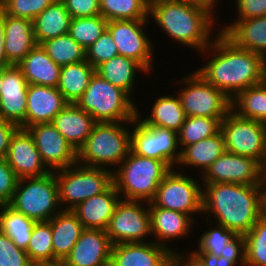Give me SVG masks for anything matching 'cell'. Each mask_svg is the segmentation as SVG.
Here are the masks:
<instances>
[{
  "mask_svg": "<svg viewBox=\"0 0 266 266\" xmlns=\"http://www.w3.org/2000/svg\"><path fill=\"white\" fill-rule=\"evenodd\" d=\"M216 37L210 47L217 54L196 71L208 83L232 100L240 91L266 80V59L262 55L237 47L221 32Z\"/></svg>",
  "mask_w": 266,
  "mask_h": 266,
  "instance_id": "1",
  "label": "cell"
},
{
  "mask_svg": "<svg viewBox=\"0 0 266 266\" xmlns=\"http://www.w3.org/2000/svg\"><path fill=\"white\" fill-rule=\"evenodd\" d=\"M203 211L214 213L217 223L246 234L261 217L260 185L205 183Z\"/></svg>",
  "mask_w": 266,
  "mask_h": 266,
  "instance_id": "2",
  "label": "cell"
},
{
  "mask_svg": "<svg viewBox=\"0 0 266 266\" xmlns=\"http://www.w3.org/2000/svg\"><path fill=\"white\" fill-rule=\"evenodd\" d=\"M149 14L171 38L202 52L210 48L214 14L207 9L187 0H150Z\"/></svg>",
  "mask_w": 266,
  "mask_h": 266,
  "instance_id": "3",
  "label": "cell"
},
{
  "mask_svg": "<svg viewBox=\"0 0 266 266\" xmlns=\"http://www.w3.org/2000/svg\"><path fill=\"white\" fill-rule=\"evenodd\" d=\"M171 169L160 160L142 157L131 150L113 172V183L125 200L150 202L156 190Z\"/></svg>",
  "mask_w": 266,
  "mask_h": 266,
  "instance_id": "4",
  "label": "cell"
},
{
  "mask_svg": "<svg viewBox=\"0 0 266 266\" xmlns=\"http://www.w3.org/2000/svg\"><path fill=\"white\" fill-rule=\"evenodd\" d=\"M130 96L94 73L87 89L76 104L90 114L97 123H132L137 117L138 109Z\"/></svg>",
  "mask_w": 266,
  "mask_h": 266,
  "instance_id": "5",
  "label": "cell"
},
{
  "mask_svg": "<svg viewBox=\"0 0 266 266\" xmlns=\"http://www.w3.org/2000/svg\"><path fill=\"white\" fill-rule=\"evenodd\" d=\"M122 122L96 123L77 152V163L88 167L120 166L129 154L130 132ZM84 163V164H82Z\"/></svg>",
  "mask_w": 266,
  "mask_h": 266,
  "instance_id": "6",
  "label": "cell"
},
{
  "mask_svg": "<svg viewBox=\"0 0 266 266\" xmlns=\"http://www.w3.org/2000/svg\"><path fill=\"white\" fill-rule=\"evenodd\" d=\"M58 205V185L53 171L41 177L20 178L9 203L15 211L37 222H47L58 214Z\"/></svg>",
  "mask_w": 266,
  "mask_h": 266,
  "instance_id": "7",
  "label": "cell"
},
{
  "mask_svg": "<svg viewBox=\"0 0 266 266\" xmlns=\"http://www.w3.org/2000/svg\"><path fill=\"white\" fill-rule=\"evenodd\" d=\"M56 171L59 203L70 204L66 210H72L84 200L105 192L113 184V171L104 168L76 163L72 168L69 166Z\"/></svg>",
  "mask_w": 266,
  "mask_h": 266,
  "instance_id": "8",
  "label": "cell"
},
{
  "mask_svg": "<svg viewBox=\"0 0 266 266\" xmlns=\"http://www.w3.org/2000/svg\"><path fill=\"white\" fill-rule=\"evenodd\" d=\"M226 151L266 162V124L238 116L232 110L221 121Z\"/></svg>",
  "mask_w": 266,
  "mask_h": 266,
  "instance_id": "9",
  "label": "cell"
},
{
  "mask_svg": "<svg viewBox=\"0 0 266 266\" xmlns=\"http://www.w3.org/2000/svg\"><path fill=\"white\" fill-rule=\"evenodd\" d=\"M183 82L187 85L178 97L186 116L217 118L222 121L231 111V99L198 72H193Z\"/></svg>",
  "mask_w": 266,
  "mask_h": 266,
  "instance_id": "10",
  "label": "cell"
},
{
  "mask_svg": "<svg viewBox=\"0 0 266 266\" xmlns=\"http://www.w3.org/2000/svg\"><path fill=\"white\" fill-rule=\"evenodd\" d=\"M190 176L171 169L159 184L150 201L156 207L178 211L187 215L203 212V190Z\"/></svg>",
  "mask_w": 266,
  "mask_h": 266,
  "instance_id": "11",
  "label": "cell"
},
{
  "mask_svg": "<svg viewBox=\"0 0 266 266\" xmlns=\"http://www.w3.org/2000/svg\"><path fill=\"white\" fill-rule=\"evenodd\" d=\"M139 113L134 120L135 129L130 132L131 151L139 156L163 161L170 169L180 161L181 152L176 153L178 144L177 132L150 126L139 121ZM139 121V122H138Z\"/></svg>",
  "mask_w": 266,
  "mask_h": 266,
  "instance_id": "12",
  "label": "cell"
},
{
  "mask_svg": "<svg viewBox=\"0 0 266 266\" xmlns=\"http://www.w3.org/2000/svg\"><path fill=\"white\" fill-rule=\"evenodd\" d=\"M140 203L122 199L117 203L105 230L112 244L144 242L152 234L149 209Z\"/></svg>",
  "mask_w": 266,
  "mask_h": 266,
  "instance_id": "13",
  "label": "cell"
},
{
  "mask_svg": "<svg viewBox=\"0 0 266 266\" xmlns=\"http://www.w3.org/2000/svg\"><path fill=\"white\" fill-rule=\"evenodd\" d=\"M263 166L255 159L225 151L204 173V183L260 185Z\"/></svg>",
  "mask_w": 266,
  "mask_h": 266,
  "instance_id": "14",
  "label": "cell"
},
{
  "mask_svg": "<svg viewBox=\"0 0 266 266\" xmlns=\"http://www.w3.org/2000/svg\"><path fill=\"white\" fill-rule=\"evenodd\" d=\"M147 20H111L107 29L112 35L119 55L134 59L146 71L152 68V42L141 29ZM143 25V26H142Z\"/></svg>",
  "mask_w": 266,
  "mask_h": 266,
  "instance_id": "15",
  "label": "cell"
},
{
  "mask_svg": "<svg viewBox=\"0 0 266 266\" xmlns=\"http://www.w3.org/2000/svg\"><path fill=\"white\" fill-rule=\"evenodd\" d=\"M32 135L41 159L55 172L77 163V151L67 142L52 123H39L27 128ZM55 169V170H54Z\"/></svg>",
  "mask_w": 266,
  "mask_h": 266,
  "instance_id": "16",
  "label": "cell"
},
{
  "mask_svg": "<svg viewBox=\"0 0 266 266\" xmlns=\"http://www.w3.org/2000/svg\"><path fill=\"white\" fill-rule=\"evenodd\" d=\"M28 84L17 65L3 67L0 91V118L26 129Z\"/></svg>",
  "mask_w": 266,
  "mask_h": 266,
  "instance_id": "17",
  "label": "cell"
},
{
  "mask_svg": "<svg viewBox=\"0 0 266 266\" xmlns=\"http://www.w3.org/2000/svg\"><path fill=\"white\" fill-rule=\"evenodd\" d=\"M5 159L19 179L41 177L51 172L43 163L32 135L20 127L11 137Z\"/></svg>",
  "mask_w": 266,
  "mask_h": 266,
  "instance_id": "18",
  "label": "cell"
},
{
  "mask_svg": "<svg viewBox=\"0 0 266 266\" xmlns=\"http://www.w3.org/2000/svg\"><path fill=\"white\" fill-rule=\"evenodd\" d=\"M112 243L105 230L84 229L64 266H110Z\"/></svg>",
  "mask_w": 266,
  "mask_h": 266,
  "instance_id": "19",
  "label": "cell"
},
{
  "mask_svg": "<svg viewBox=\"0 0 266 266\" xmlns=\"http://www.w3.org/2000/svg\"><path fill=\"white\" fill-rule=\"evenodd\" d=\"M174 253L154 242L112 244L110 266H172Z\"/></svg>",
  "mask_w": 266,
  "mask_h": 266,
  "instance_id": "20",
  "label": "cell"
},
{
  "mask_svg": "<svg viewBox=\"0 0 266 266\" xmlns=\"http://www.w3.org/2000/svg\"><path fill=\"white\" fill-rule=\"evenodd\" d=\"M67 104L56 87L28 84L26 129L39 123H51Z\"/></svg>",
  "mask_w": 266,
  "mask_h": 266,
  "instance_id": "21",
  "label": "cell"
},
{
  "mask_svg": "<svg viewBox=\"0 0 266 266\" xmlns=\"http://www.w3.org/2000/svg\"><path fill=\"white\" fill-rule=\"evenodd\" d=\"M114 183L103 193L79 203L72 211L81 221L84 229L106 230L115 207L120 201Z\"/></svg>",
  "mask_w": 266,
  "mask_h": 266,
  "instance_id": "22",
  "label": "cell"
},
{
  "mask_svg": "<svg viewBox=\"0 0 266 266\" xmlns=\"http://www.w3.org/2000/svg\"><path fill=\"white\" fill-rule=\"evenodd\" d=\"M4 47L7 60L19 64L37 44L32 20L14 17L3 11Z\"/></svg>",
  "mask_w": 266,
  "mask_h": 266,
  "instance_id": "23",
  "label": "cell"
},
{
  "mask_svg": "<svg viewBox=\"0 0 266 266\" xmlns=\"http://www.w3.org/2000/svg\"><path fill=\"white\" fill-rule=\"evenodd\" d=\"M51 123L78 152L97 122L77 104L68 103Z\"/></svg>",
  "mask_w": 266,
  "mask_h": 266,
  "instance_id": "24",
  "label": "cell"
},
{
  "mask_svg": "<svg viewBox=\"0 0 266 266\" xmlns=\"http://www.w3.org/2000/svg\"><path fill=\"white\" fill-rule=\"evenodd\" d=\"M52 231L53 265L62 263L70 254L84 227L72 210L62 209L49 221Z\"/></svg>",
  "mask_w": 266,
  "mask_h": 266,
  "instance_id": "25",
  "label": "cell"
},
{
  "mask_svg": "<svg viewBox=\"0 0 266 266\" xmlns=\"http://www.w3.org/2000/svg\"><path fill=\"white\" fill-rule=\"evenodd\" d=\"M237 47L262 55L266 59V16L237 19L221 30Z\"/></svg>",
  "mask_w": 266,
  "mask_h": 266,
  "instance_id": "26",
  "label": "cell"
},
{
  "mask_svg": "<svg viewBox=\"0 0 266 266\" xmlns=\"http://www.w3.org/2000/svg\"><path fill=\"white\" fill-rule=\"evenodd\" d=\"M17 66L22 70L27 84L56 88L59 84L61 67L47 55L41 44H36Z\"/></svg>",
  "mask_w": 266,
  "mask_h": 266,
  "instance_id": "27",
  "label": "cell"
},
{
  "mask_svg": "<svg viewBox=\"0 0 266 266\" xmlns=\"http://www.w3.org/2000/svg\"><path fill=\"white\" fill-rule=\"evenodd\" d=\"M148 203L152 233L154 237L162 241L156 242L158 245L167 247L163 244L164 239L180 238L189 232L190 223L194 221V218L178 211L156 207L151 202Z\"/></svg>",
  "mask_w": 266,
  "mask_h": 266,
  "instance_id": "28",
  "label": "cell"
},
{
  "mask_svg": "<svg viewBox=\"0 0 266 266\" xmlns=\"http://www.w3.org/2000/svg\"><path fill=\"white\" fill-rule=\"evenodd\" d=\"M71 16L62 0L54 2L32 20L37 44L67 34Z\"/></svg>",
  "mask_w": 266,
  "mask_h": 266,
  "instance_id": "29",
  "label": "cell"
},
{
  "mask_svg": "<svg viewBox=\"0 0 266 266\" xmlns=\"http://www.w3.org/2000/svg\"><path fill=\"white\" fill-rule=\"evenodd\" d=\"M94 73L95 68L86 60L61 67L57 89L67 103H77Z\"/></svg>",
  "mask_w": 266,
  "mask_h": 266,
  "instance_id": "30",
  "label": "cell"
},
{
  "mask_svg": "<svg viewBox=\"0 0 266 266\" xmlns=\"http://www.w3.org/2000/svg\"><path fill=\"white\" fill-rule=\"evenodd\" d=\"M226 151L224 137L219 131L217 134L200 140L180 150L181 156L178 164L200 167L206 170Z\"/></svg>",
  "mask_w": 266,
  "mask_h": 266,
  "instance_id": "31",
  "label": "cell"
},
{
  "mask_svg": "<svg viewBox=\"0 0 266 266\" xmlns=\"http://www.w3.org/2000/svg\"><path fill=\"white\" fill-rule=\"evenodd\" d=\"M137 70L147 72L146 69L134 59L117 55L98 65L95 68V73L110 82L113 86L121 88L130 95L133 91L135 71Z\"/></svg>",
  "mask_w": 266,
  "mask_h": 266,
  "instance_id": "32",
  "label": "cell"
},
{
  "mask_svg": "<svg viewBox=\"0 0 266 266\" xmlns=\"http://www.w3.org/2000/svg\"><path fill=\"white\" fill-rule=\"evenodd\" d=\"M231 105V110L238 116L266 124V80L240 91L231 100Z\"/></svg>",
  "mask_w": 266,
  "mask_h": 266,
  "instance_id": "33",
  "label": "cell"
},
{
  "mask_svg": "<svg viewBox=\"0 0 266 266\" xmlns=\"http://www.w3.org/2000/svg\"><path fill=\"white\" fill-rule=\"evenodd\" d=\"M179 97L163 96L153 105L151 117L141 120L150 126H159L178 132L186 119Z\"/></svg>",
  "mask_w": 266,
  "mask_h": 266,
  "instance_id": "34",
  "label": "cell"
},
{
  "mask_svg": "<svg viewBox=\"0 0 266 266\" xmlns=\"http://www.w3.org/2000/svg\"><path fill=\"white\" fill-rule=\"evenodd\" d=\"M0 231L5 233L18 248L26 251L37 221L15 211L9 205H0Z\"/></svg>",
  "mask_w": 266,
  "mask_h": 266,
  "instance_id": "35",
  "label": "cell"
},
{
  "mask_svg": "<svg viewBox=\"0 0 266 266\" xmlns=\"http://www.w3.org/2000/svg\"><path fill=\"white\" fill-rule=\"evenodd\" d=\"M150 0H100V15L111 20H148Z\"/></svg>",
  "mask_w": 266,
  "mask_h": 266,
  "instance_id": "36",
  "label": "cell"
},
{
  "mask_svg": "<svg viewBox=\"0 0 266 266\" xmlns=\"http://www.w3.org/2000/svg\"><path fill=\"white\" fill-rule=\"evenodd\" d=\"M47 55L60 67L85 61L86 49L68 33L41 43Z\"/></svg>",
  "mask_w": 266,
  "mask_h": 266,
  "instance_id": "37",
  "label": "cell"
},
{
  "mask_svg": "<svg viewBox=\"0 0 266 266\" xmlns=\"http://www.w3.org/2000/svg\"><path fill=\"white\" fill-rule=\"evenodd\" d=\"M26 253L35 266L53 265L52 231L48 221L35 224Z\"/></svg>",
  "mask_w": 266,
  "mask_h": 266,
  "instance_id": "38",
  "label": "cell"
},
{
  "mask_svg": "<svg viewBox=\"0 0 266 266\" xmlns=\"http://www.w3.org/2000/svg\"><path fill=\"white\" fill-rule=\"evenodd\" d=\"M221 121L217 118L187 116L177 132L178 144L189 146L211 137L220 131Z\"/></svg>",
  "mask_w": 266,
  "mask_h": 266,
  "instance_id": "39",
  "label": "cell"
},
{
  "mask_svg": "<svg viewBox=\"0 0 266 266\" xmlns=\"http://www.w3.org/2000/svg\"><path fill=\"white\" fill-rule=\"evenodd\" d=\"M107 26L108 21L101 15L71 18L68 34L87 49L106 31Z\"/></svg>",
  "mask_w": 266,
  "mask_h": 266,
  "instance_id": "40",
  "label": "cell"
},
{
  "mask_svg": "<svg viewBox=\"0 0 266 266\" xmlns=\"http://www.w3.org/2000/svg\"><path fill=\"white\" fill-rule=\"evenodd\" d=\"M245 238V266H266V219L260 217Z\"/></svg>",
  "mask_w": 266,
  "mask_h": 266,
  "instance_id": "41",
  "label": "cell"
},
{
  "mask_svg": "<svg viewBox=\"0 0 266 266\" xmlns=\"http://www.w3.org/2000/svg\"><path fill=\"white\" fill-rule=\"evenodd\" d=\"M216 228H212L201 236L199 239L198 250L194 252H209L217 257L226 250V245L230 242L237 233L227 229L222 225L217 224Z\"/></svg>",
  "mask_w": 266,
  "mask_h": 266,
  "instance_id": "42",
  "label": "cell"
},
{
  "mask_svg": "<svg viewBox=\"0 0 266 266\" xmlns=\"http://www.w3.org/2000/svg\"><path fill=\"white\" fill-rule=\"evenodd\" d=\"M117 55L118 48L108 29L86 49V61L94 68Z\"/></svg>",
  "mask_w": 266,
  "mask_h": 266,
  "instance_id": "43",
  "label": "cell"
},
{
  "mask_svg": "<svg viewBox=\"0 0 266 266\" xmlns=\"http://www.w3.org/2000/svg\"><path fill=\"white\" fill-rule=\"evenodd\" d=\"M54 0H7L0 8L8 15L33 20Z\"/></svg>",
  "mask_w": 266,
  "mask_h": 266,
  "instance_id": "44",
  "label": "cell"
},
{
  "mask_svg": "<svg viewBox=\"0 0 266 266\" xmlns=\"http://www.w3.org/2000/svg\"><path fill=\"white\" fill-rule=\"evenodd\" d=\"M0 266H35L25 250L0 231Z\"/></svg>",
  "mask_w": 266,
  "mask_h": 266,
  "instance_id": "45",
  "label": "cell"
},
{
  "mask_svg": "<svg viewBox=\"0 0 266 266\" xmlns=\"http://www.w3.org/2000/svg\"><path fill=\"white\" fill-rule=\"evenodd\" d=\"M19 178L8 165L6 159H0V205H9Z\"/></svg>",
  "mask_w": 266,
  "mask_h": 266,
  "instance_id": "46",
  "label": "cell"
},
{
  "mask_svg": "<svg viewBox=\"0 0 266 266\" xmlns=\"http://www.w3.org/2000/svg\"><path fill=\"white\" fill-rule=\"evenodd\" d=\"M71 18L100 15V0H62Z\"/></svg>",
  "mask_w": 266,
  "mask_h": 266,
  "instance_id": "47",
  "label": "cell"
},
{
  "mask_svg": "<svg viewBox=\"0 0 266 266\" xmlns=\"http://www.w3.org/2000/svg\"><path fill=\"white\" fill-rule=\"evenodd\" d=\"M239 19L266 16V0H237Z\"/></svg>",
  "mask_w": 266,
  "mask_h": 266,
  "instance_id": "48",
  "label": "cell"
},
{
  "mask_svg": "<svg viewBox=\"0 0 266 266\" xmlns=\"http://www.w3.org/2000/svg\"><path fill=\"white\" fill-rule=\"evenodd\" d=\"M220 256L226 260H231L234 264L237 263V259L240 261L241 266H245V238L243 234H237L226 245V250L221 253Z\"/></svg>",
  "mask_w": 266,
  "mask_h": 266,
  "instance_id": "49",
  "label": "cell"
},
{
  "mask_svg": "<svg viewBox=\"0 0 266 266\" xmlns=\"http://www.w3.org/2000/svg\"><path fill=\"white\" fill-rule=\"evenodd\" d=\"M18 128L16 124L0 118V159L6 158L11 137Z\"/></svg>",
  "mask_w": 266,
  "mask_h": 266,
  "instance_id": "50",
  "label": "cell"
},
{
  "mask_svg": "<svg viewBox=\"0 0 266 266\" xmlns=\"http://www.w3.org/2000/svg\"><path fill=\"white\" fill-rule=\"evenodd\" d=\"M173 254L172 266H208L204 261L195 253H190L189 258L185 261L184 256L181 254Z\"/></svg>",
  "mask_w": 266,
  "mask_h": 266,
  "instance_id": "51",
  "label": "cell"
},
{
  "mask_svg": "<svg viewBox=\"0 0 266 266\" xmlns=\"http://www.w3.org/2000/svg\"><path fill=\"white\" fill-rule=\"evenodd\" d=\"M206 265L208 266H235L231 260H226L224 257L209 253V252H195Z\"/></svg>",
  "mask_w": 266,
  "mask_h": 266,
  "instance_id": "52",
  "label": "cell"
},
{
  "mask_svg": "<svg viewBox=\"0 0 266 266\" xmlns=\"http://www.w3.org/2000/svg\"><path fill=\"white\" fill-rule=\"evenodd\" d=\"M12 64L7 60L4 47L3 10L0 8V67H9Z\"/></svg>",
  "mask_w": 266,
  "mask_h": 266,
  "instance_id": "53",
  "label": "cell"
},
{
  "mask_svg": "<svg viewBox=\"0 0 266 266\" xmlns=\"http://www.w3.org/2000/svg\"><path fill=\"white\" fill-rule=\"evenodd\" d=\"M261 190V217L266 219V173L260 184Z\"/></svg>",
  "mask_w": 266,
  "mask_h": 266,
  "instance_id": "54",
  "label": "cell"
},
{
  "mask_svg": "<svg viewBox=\"0 0 266 266\" xmlns=\"http://www.w3.org/2000/svg\"><path fill=\"white\" fill-rule=\"evenodd\" d=\"M190 3L203 7L205 9H207L211 14H213L214 12H212L213 7L215 2H217V0H187Z\"/></svg>",
  "mask_w": 266,
  "mask_h": 266,
  "instance_id": "55",
  "label": "cell"
},
{
  "mask_svg": "<svg viewBox=\"0 0 266 266\" xmlns=\"http://www.w3.org/2000/svg\"><path fill=\"white\" fill-rule=\"evenodd\" d=\"M2 81H3V67H0V91H1Z\"/></svg>",
  "mask_w": 266,
  "mask_h": 266,
  "instance_id": "56",
  "label": "cell"
},
{
  "mask_svg": "<svg viewBox=\"0 0 266 266\" xmlns=\"http://www.w3.org/2000/svg\"><path fill=\"white\" fill-rule=\"evenodd\" d=\"M7 0H0V7L6 2Z\"/></svg>",
  "mask_w": 266,
  "mask_h": 266,
  "instance_id": "57",
  "label": "cell"
},
{
  "mask_svg": "<svg viewBox=\"0 0 266 266\" xmlns=\"http://www.w3.org/2000/svg\"><path fill=\"white\" fill-rule=\"evenodd\" d=\"M48 266H64V265L61 264V263H58V264H55V265H48Z\"/></svg>",
  "mask_w": 266,
  "mask_h": 266,
  "instance_id": "58",
  "label": "cell"
},
{
  "mask_svg": "<svg viewBox=\"0 0 266 266\" xmlns=\"http://www.w3.org/2000/svg\"><path fill=\"white\" fill-rule=\"evenodd\" d=\"M264 173H266V162H265V164H264Z\"/></svg>",
  "mask_w": 266,
  "mask_h": 266,
  "instance_id": "59",
  "label": "cell"
}]
</instances>
